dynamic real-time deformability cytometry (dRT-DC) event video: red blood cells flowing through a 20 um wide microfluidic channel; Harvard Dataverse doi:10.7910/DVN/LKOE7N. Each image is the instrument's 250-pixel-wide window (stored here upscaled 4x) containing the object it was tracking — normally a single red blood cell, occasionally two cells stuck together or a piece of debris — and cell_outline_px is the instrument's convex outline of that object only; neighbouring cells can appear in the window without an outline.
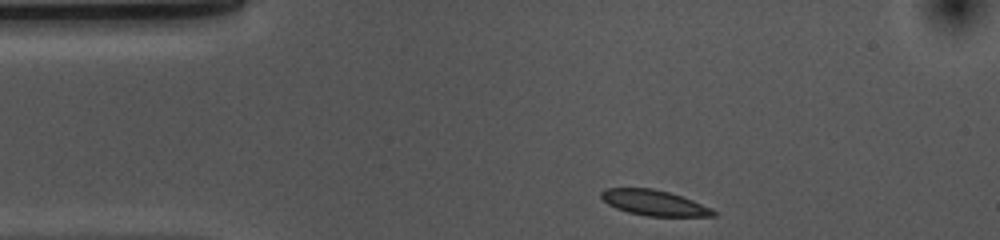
{"species": "common noctule bat (a hibernating species)", "species_latin": "Nyctalus noctula", "temperature_condition": "cold", "stored_images_in_passage": 35, "camera_frame_rate_fps": 3000, "um_per_image_px": 0.085, "animal": {"sex": "female", "body_mass_g": 10.0, "forearm_length_mm": 53.1}, "frame": {"image": 1, "passage_image": 1, "time_ms": 0.0, "image_size_px": [1000, 240], "cell_outline_px": [[716, 216], [648, 216], [628, 212], [616, 208], [608, 204], [600, 196], [600, 192], [608, 188], [652, 188], [668, 192], [692, 200], [712, 208], [716, 212]], "centroid_in_image_um": [55.6, 17.24], "position_along_channel_um": 29.4, "area_um2": 16.47}}
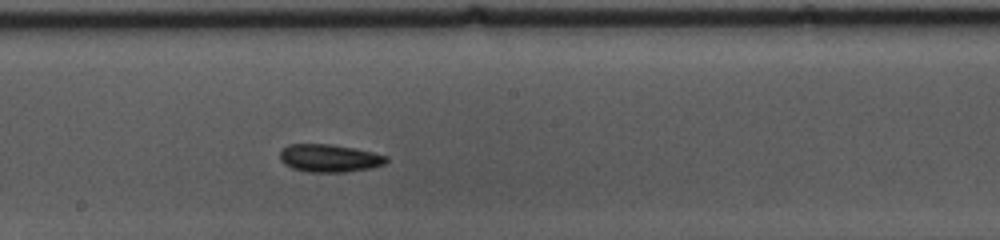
{"frame": {"image": 2, "passage_image": 20, "time_ms": 6.333, "image_size_px": [1000, 240], "cell_outline_px": [[388, 160], [384, 164], [372, 168], [344, 172], [308, 172], [292, 168], [284, 164], [280, 160], [280, 152], [288, 144], [328, 144], [352, 148], [372, 152], [388, 156]], "centroid_in_image_um": [27.99, 13.45], "position_along_channel_um": 220.2, "area_um2": 17.17}}
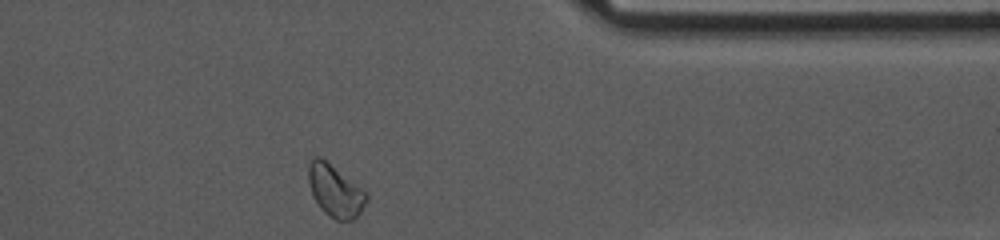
{"frame": {"image": 3, "passage_image": 35, "time_ms": 11.333, "image_size_px": [1000, 240], "cell_outline_px": [[368, 200], [360, 212], [352, 220], [336, 220], [324, 212], [320, 208], [312, 196], [308, 180], [308, 164], [312, 156], [320, 156], [368, 192]], "centroid_in_image_um": [28.48, 16.2], "position_along_channel_um": 382.9, "area_um2": 17.74}, "authors_computed_cell_mechanics": {"area_um2": 16.762, "velocity_mm_per_s": 3.6158, "shape_relaxation_time_tau1_ms": 6.2031, "shape_relaxation_time_tau2_ms": null, "deformation_change_tau1": 0.0923, "deformation_change_tau2": null}}